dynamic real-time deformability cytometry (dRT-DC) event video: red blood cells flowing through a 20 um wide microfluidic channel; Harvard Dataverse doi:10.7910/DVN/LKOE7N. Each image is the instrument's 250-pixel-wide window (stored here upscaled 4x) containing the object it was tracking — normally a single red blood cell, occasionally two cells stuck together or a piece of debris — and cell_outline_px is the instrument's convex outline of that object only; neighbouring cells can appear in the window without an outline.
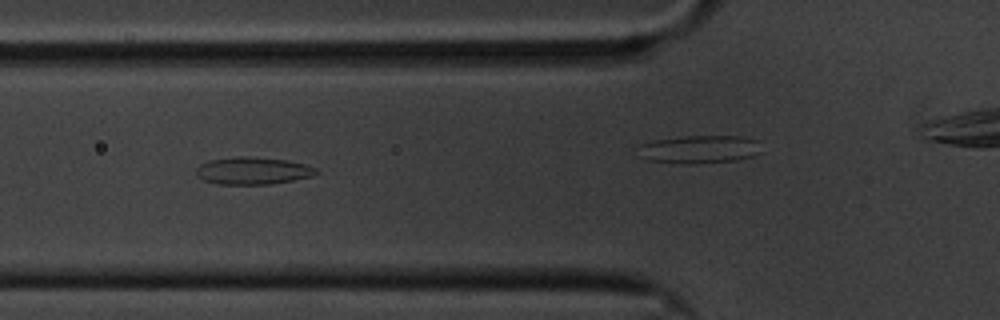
{"species": "common noctule bat (a hibernating species)", "species_latin": "Nyctalus noctula", "temperature_condition": "cold", "stored_images_in_passage": 44, "camera_frame_rate_fps": 3000, "um_per_image_px": 0.085, "animal": {"sex": "male", "body_mass_g": 20.1, "forearm_length_mm": 53.5}, "frame": {"image": 1, "passage_image": 5, "time_ms": 1.333, "image_size_px": [1000, 320], "cell_outline_px": [[320, 172], [312, 176], [272, 184], [220, 184], [204, 180], [196, 176], [196, 168], [200, 164], [208, 160], [236, 156], [248, 156], [288, 160], [304, 164], [316, 168]], "centroid_in_image_um": [21.47, 14.5], "position_along_channel_um": 104.3, "area_um2": 19.19}}
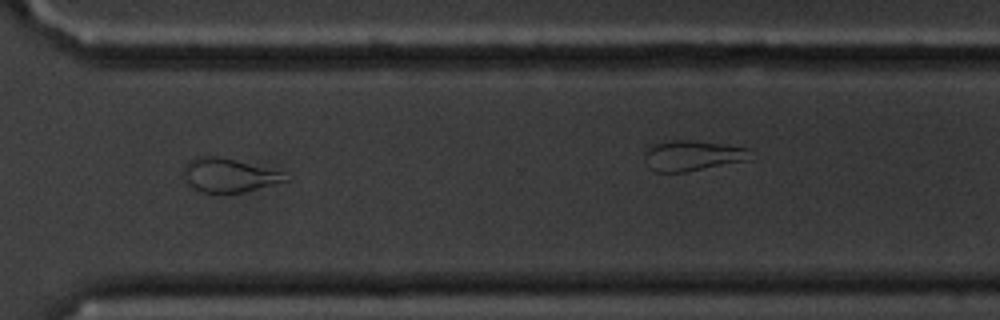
{"frame": {"image": 2, "passage_image": 27, "time_ms": 8.667, "image_size_px": [1000, 320], "cell_outline_px": [[292, 180], [244, 192], [220, 196], [200, 192], [192, 188], [180, 176], [180, 172], [184, 164], [188, 160], [196, 156], [216, 156], [280, 172]], "centroid_in_image_um": [19.31, 14.95], "position_along_channel_um": 351.3, "area_um2": 20.63}}
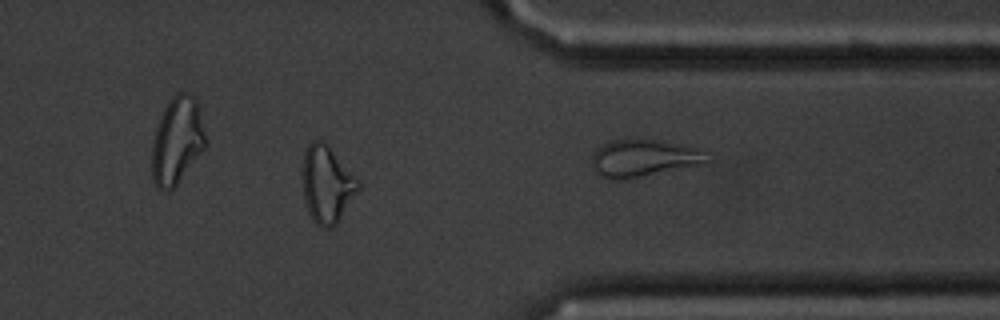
{"frame": {"image": 3, "passage_image": 31, "time_ms": 10.0, "image_size_px": [1000, 320], "cell_outline_px": [[360, 188], [336, 224], [332, 228], [320, 228], [312, 220], [308, 212], [304, 196], [300, 176], [304, 152], [308, 144], [312, 140], [320, 140], [328, 144], [360, 184]], "centroid_in_image_um": [27.73, 15.67], "position_along_channel_um": 383.7, "area_um2": 25.14}, "authors_computed_cell_mechanics": {"area_um2": 19.3341, "velocity_mm_per_s": 3.36, "shape_relaxation_time_tau1_ms": null, "shape_relaxation_time_tau2_ms": 2.6806, "deformation_change_tau1": null, "deformation_change_tau2": 0.0971}}